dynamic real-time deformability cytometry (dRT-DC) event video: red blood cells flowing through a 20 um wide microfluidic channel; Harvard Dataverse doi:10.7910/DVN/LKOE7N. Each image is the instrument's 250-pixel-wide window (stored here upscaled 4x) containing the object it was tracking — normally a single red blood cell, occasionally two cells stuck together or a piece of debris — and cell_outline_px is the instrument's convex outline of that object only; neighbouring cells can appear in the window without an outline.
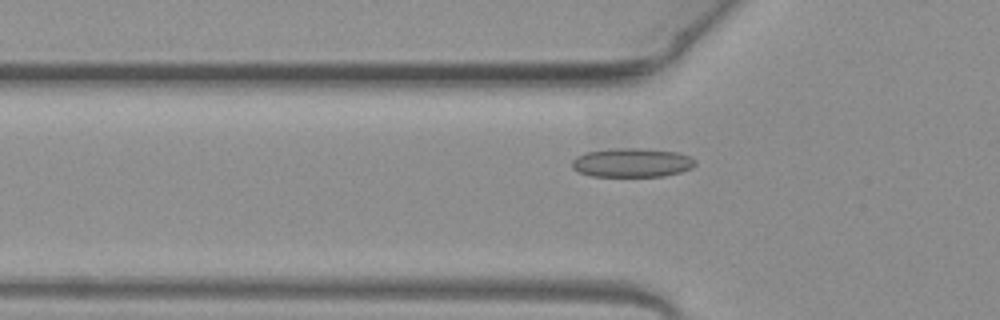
{"species": "common noctule bat (a hibernating species)", "species_latin": "Nyctalus noctula", "temperature_condition": "warm", "stored_images_in_passage": 35, "camera_frame_rate_fps": 3000, "um_per_image_px": 0.085, "animal": {"sex": "female", "body_mass_g": 19.3, "forearm_length_mm": 54.1}, "frame": {"image": 1, "passage_image": 3, "time_ms": 0.667, "image_size_px": [1000, 320], "cell_outline_px": [[696, 164], [692, 168], [680, 172], [664, 176], [592, 176], [580, 172], [572, 168], [572, 160], [576, 156], [584, 152], [612, 148], [640, 148], [680, 152], [696, 160]], "centroid_in_image_um": [53.72, 13.81], "position_along_channel_um": 72.1, "area_um2": 20.98}}
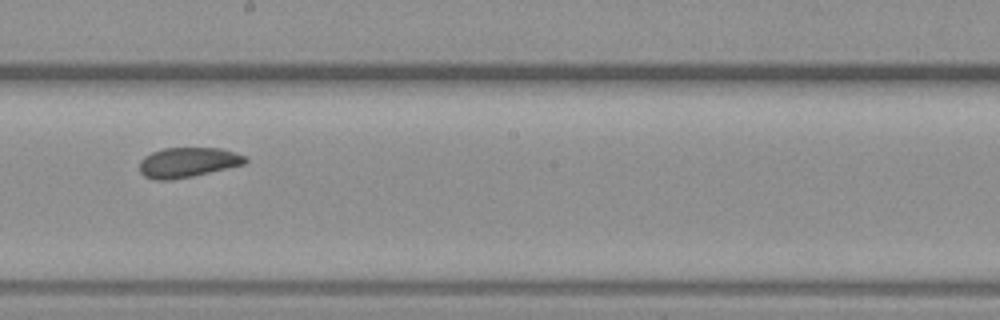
{"frame": {"image": 2, "passage_image": 15, "time_ms": 4.667, "image_size_px": [1000, 320], "cell_outline_px": [[248, 160], [244, 164], [192, 176], [172, 180], [152, 180], [144, 176], [140, 172], [140, 160], [144, 156], [152, 152], [164, 148], [220, 148], [244, 156]], "centroid_in_image_um": [15.9, 13.81], "position_along_channel_um": 232.3, "area_um2": 18.32}}
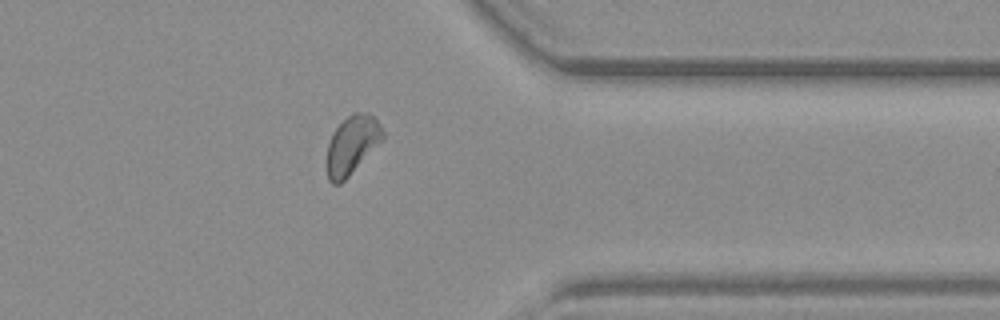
{"frame": {"image": 3, "passage_image": 27, "time_ms": 8.667, "image_size_px": [1000, 320], "cell_outline_px": [[384, 140], [340, 184], [332, 184], [328, 180], [328, 144], [332, 132], [352, 112], [368, 112], [380, 124], [384, 132]], "centroid_in_image_um": [29.95, 12.3], "position_along_channel_um": 381.5, "area_um2": 18.9}, "authors_computed_cell_mechanics": {"area_um2": 18.9006, "velocity_mm_per_s": 3.9893, "shape_relaxation_time_tau1_ms": null, "shape_relaxation_time_tau2_ms": 1.4799, "deformation_change_tau1": null, "deformation_change_tau2": 0.0728}}